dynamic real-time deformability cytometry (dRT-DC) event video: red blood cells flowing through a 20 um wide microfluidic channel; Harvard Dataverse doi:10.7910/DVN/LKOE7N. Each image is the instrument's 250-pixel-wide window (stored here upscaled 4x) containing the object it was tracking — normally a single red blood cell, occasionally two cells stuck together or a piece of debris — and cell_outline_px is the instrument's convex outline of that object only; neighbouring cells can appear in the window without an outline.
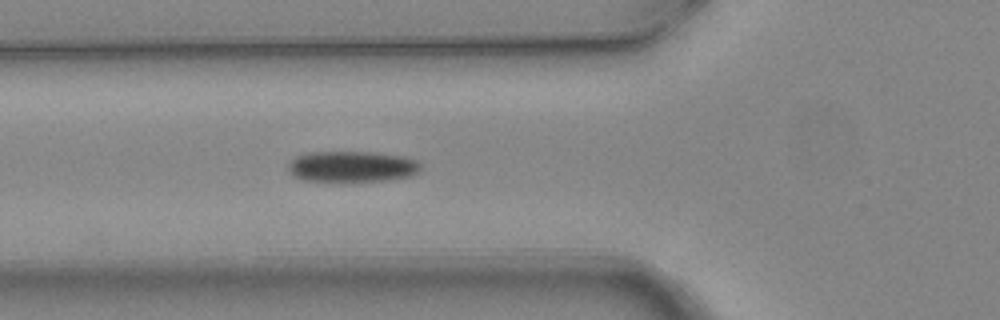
{"species": "common noctule bat (a hibernating species)", "species_latin": "Nyctalus noctula", "temperature_condition": "warm", "stored_images_in_passage": 3, "camera_frame_rate_fps": 3000, "um_per_image_px": 0.085, "animal": {"sex": "female", "body_mass_g": 24.6, "forearm_length_mm": 56.2}, "frame": {"image": 1, "passage_image": 3, "time_ms": 0.667, "image_size_px": [1000, 320], "cell_outline_px": [[420, 172], [412, 176], [388, 180], [300, 180], [288, 172], [288, 164], [296, 156], [308, 152], [376, 152], [404, 156], [416, 160], [420, 164]], "centroid_in_image_um": [29.93, 14.14], "position_along_channel_um": 95.9, "area_um2": 23.81}}